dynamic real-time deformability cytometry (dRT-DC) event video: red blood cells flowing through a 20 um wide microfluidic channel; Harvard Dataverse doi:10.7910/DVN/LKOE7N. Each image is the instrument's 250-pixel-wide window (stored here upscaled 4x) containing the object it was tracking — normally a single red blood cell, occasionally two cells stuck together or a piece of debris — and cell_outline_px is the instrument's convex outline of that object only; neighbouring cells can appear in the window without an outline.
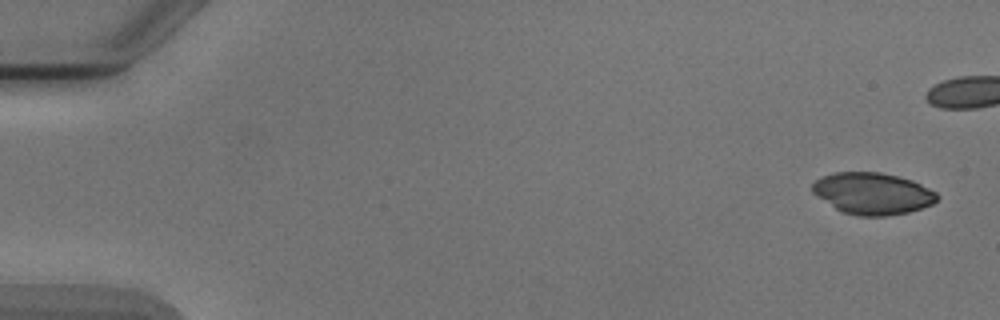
{"species": "Egyptian fruit bat (a non-hibernating species)", "species_latin": "Rousettus aegyptiacus", "temperature_condition": "cold", "stored_images_in_passage": 6, "camera_frame_rate_fps": 3000, "um_per_image_px": 0.085, "animal": {"sex": "male"}, "frame": {"image": 1, "passage_image": 1, "time_ms": 0.0, "image_size_px": [1000, 320], "cell_outline_px": [[940, 196], [932, 204], [908, 212], [884, 216], [860, 216], [844, 212], [836, 208], [816, 196], [812, 192], [812, 184], [816, 180], [824, 176], [836, 172], [880, 172], [900, 176], [912, 180], [936, 192]], "centroid_in_image_um": [74.18, 16.44], "position_along_channel_um": 10.8, "area_um2": 30.11}}
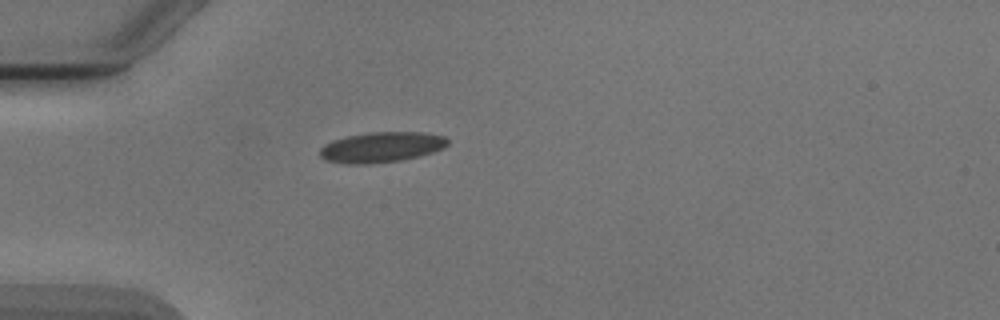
{"frame": {"image": 2, "passage_image": 6, "time_ms": 6.0, "image_size_px": [1000, 320], "cell_outline_px": [[448, 144], [444, 148], [432, 152], [400, 160], [368, 164], [348, 164], [324, 160], [320, 156], [320, 148], [324, 144], [332, 140], [348, 136], [368, 132], [424, 132], [444, 136], [448, 140]], "centroid_in_image_um": [32.4, 12.5], "position_along_channel_um": 52.6, "area_um2": 22.6}}